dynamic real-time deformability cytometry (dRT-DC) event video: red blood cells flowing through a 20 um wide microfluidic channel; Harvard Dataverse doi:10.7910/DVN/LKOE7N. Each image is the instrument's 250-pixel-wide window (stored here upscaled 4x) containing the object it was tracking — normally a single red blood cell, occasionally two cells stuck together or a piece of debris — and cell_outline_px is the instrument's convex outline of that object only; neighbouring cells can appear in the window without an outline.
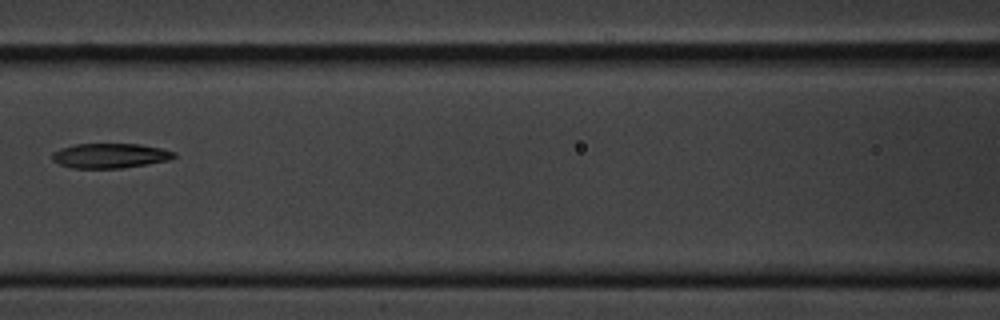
{"species": "common noctule bat (a hibernating species)", "species_latin": "Nyctalus noctula", "temperature_condition": "cold", "stored_images_in_passage": 8, "camera_frame_rate_fps": 3000, "um_per_image_px": 0.085, "animal": {"sex": "male", "body_mass_g": 20.1, "forearm_length_mm": 53.5}, "frame": {"image": 1, "passage_image": 7, "time_ms": 8.0, "image_size_px": [1000, 320], "cell_outline_px": [[176, 156], [168, 160], [148, 164], [120, 168], [72, 168], [60, 164], [52, 160], [52, 152], [60, 148], [76, 144], [140, 144], [160, 148], [176, 152]], "centroid_in_image_um": [9.34, 13.23], "position_along_channel_um": 157.3, "area_um2": 17.57}}
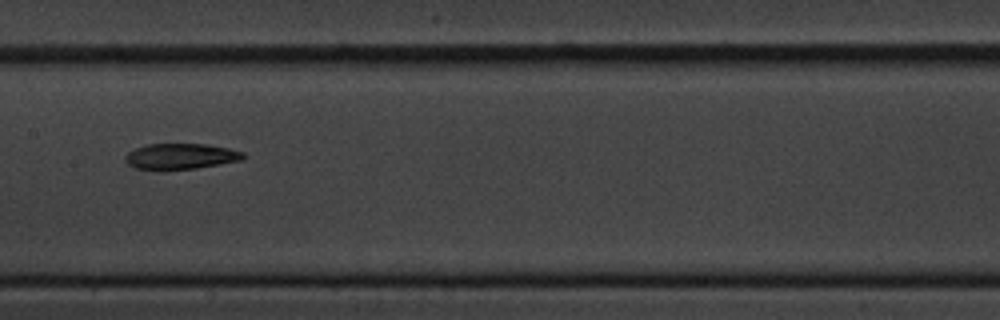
{"frame": {"image": 2, "passage_image": 8, "time_ms": 9.0, "image_size_px": [1000, 320], "cell_outline_px": [[248, 156], [240, 160], [220, 164], [196, 168], [164, 172], [156, 172], [136, 168], [128, 164], [124, 160], [124, 156], [128, 152], [136, 148], [148, 144], [208, 144], [228, 148], [244, 152]], "centroid_in_image_um": [15.32, 13.32], "position_along_channel_um": 192.1, "area_um2": 18.32}}